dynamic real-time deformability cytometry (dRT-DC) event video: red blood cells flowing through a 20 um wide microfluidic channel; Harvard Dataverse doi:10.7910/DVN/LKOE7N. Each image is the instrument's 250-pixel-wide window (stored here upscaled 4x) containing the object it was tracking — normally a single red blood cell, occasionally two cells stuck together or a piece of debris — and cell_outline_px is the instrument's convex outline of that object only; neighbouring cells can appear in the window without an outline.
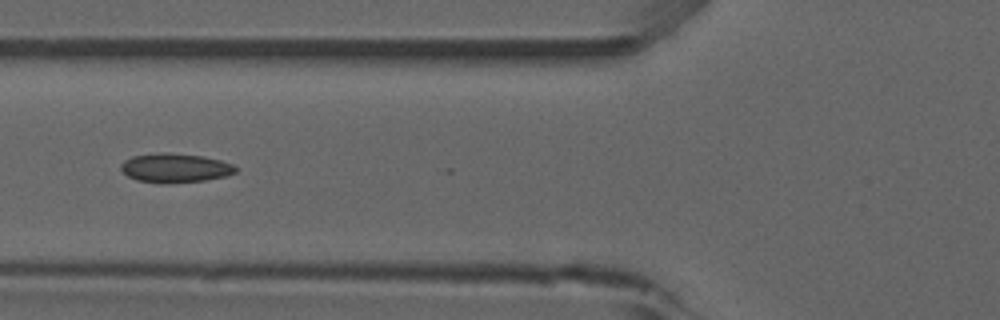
{"species": "common noctule bat (a hibernating species)", "species_latin": "Nyctalus noctula", "temperature_condition": "room temperature", "stored_images_in_passage": 17, "camera_frame_rate_fps": 3000, "um_per_image_px": 0.085, "animal": {"sex": "male", "forearm_length_mm": 52.5}, "frame": {"image": 1, "passage_image": 10, "time_ms": 3.0, "image_size_px": [1000, 320], "cell_outline_px": [[236, 172], [228, 176], [204, 180], [172, 184], [136, 180], [128, 176], [120, 168], [120, 164], [124, 160], [132, 156], [160, 152], [168, 152], [204, 156], [220, 160], [232, 164], [236, 168]], "centroid_in_image_um": [14.88, 14.27], "position_along_channel_um": 110.9, "area_um2": 19.65}}